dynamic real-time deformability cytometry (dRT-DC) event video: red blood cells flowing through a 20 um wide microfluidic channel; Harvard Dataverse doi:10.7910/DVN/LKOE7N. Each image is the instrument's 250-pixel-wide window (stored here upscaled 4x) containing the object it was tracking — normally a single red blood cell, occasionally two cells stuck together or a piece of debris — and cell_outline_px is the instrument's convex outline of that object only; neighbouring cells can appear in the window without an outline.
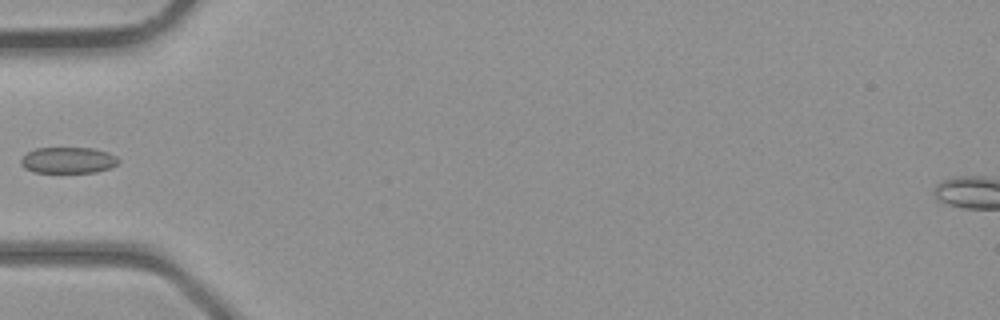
{"species": "common noctule bat (a hibernating species)", "species_latin": "Nyctalus noctula", "temperature_condition": "room temperature", "stored_images_in_passage": 4, "camera_frame_rate_fps": 3000, "um_per_image_px": 0.085, "animal": {"sex": "male", "body_mass_g": 23.1, "forearm_length_mm": 52.7}, "frame": {"image": 1, "passage_image": 4, "time_ms": 3.333, "image_size_px": [1000, 320], "cell_outline_px": [[120, 160], [116, 164], [108, 168], [96, 172], [36, 172], [24, 168], [20, 164], [20, 160], [28, 152], [36, 148], [92, 148], [108, 152], [116, 156]], "centroid_in_image_um": [5.78, 13.61], "position_along_channel_um": 79.2, "area_um2": 14.74}}